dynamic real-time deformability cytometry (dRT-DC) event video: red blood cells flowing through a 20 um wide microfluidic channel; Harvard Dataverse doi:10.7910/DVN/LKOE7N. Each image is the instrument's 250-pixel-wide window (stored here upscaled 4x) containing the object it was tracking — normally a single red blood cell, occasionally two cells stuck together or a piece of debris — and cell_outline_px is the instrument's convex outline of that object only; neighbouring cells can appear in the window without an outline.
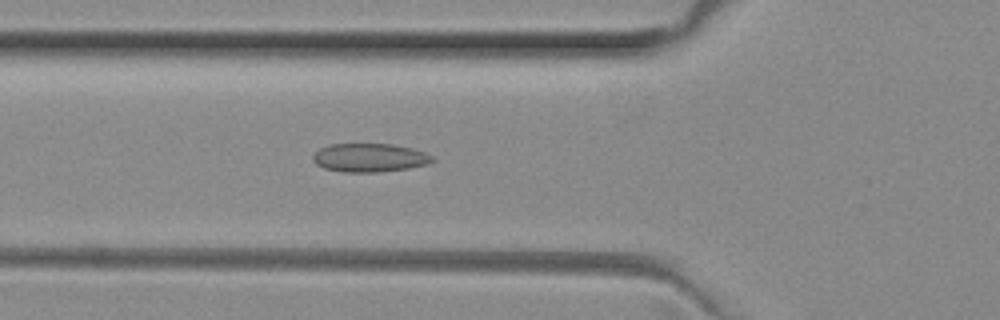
{"species": "common noctule bat (a hibernating species)", "species_latin": "Nyctalus noctula", "temperature_condition": "room temperature", "stored_images_in_passage": 40, "camera_frame_rate_fps": 3000, "um_per_image_px": 0.085, "animal": {"sex": "female", "body_mass_g": 29.2, "forearm_length_mm": 56.3}, "frame": {"image": 1, "passage_image": 7, "time_ms": 2.0, "image_size_px": [1000, 320], "cell_outline_px": [[436, 160], [428, 164], [408, 168], [380, 172], [344, 172], [324, 168], [316, 164], [312, 160], [312, 156], [320, 148], [328, 144], [392, 144], [412, 148], [424, 152], [432, 156]], "centroid_in_image_um": [31.41, 13.4], "position_along_channel_um": 94.4, "area_um2": 19.94}}
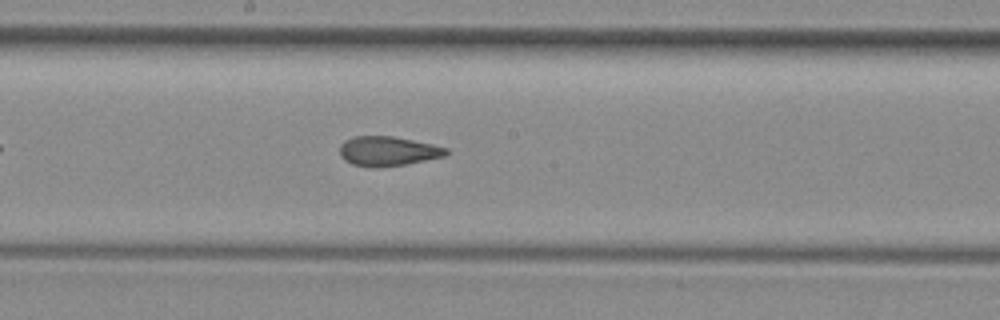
{"frame": {"image": 2, "passage_image": 16, "time_ms": 5.0, "image_size_px": [1000, 320], "cell_outline_px": [[452, 152], [448, 156], [404, 164], [376, 168], [352, 164], [344, 160], [340, 156], [340, 144], [344, 140], [352, 136], [392, 136], [432, 144], [448, 148]], "centroid_in_image_um": [32.99, 12.85], "position_along_channel_um": 215.2, "area_um2": 18.55}}
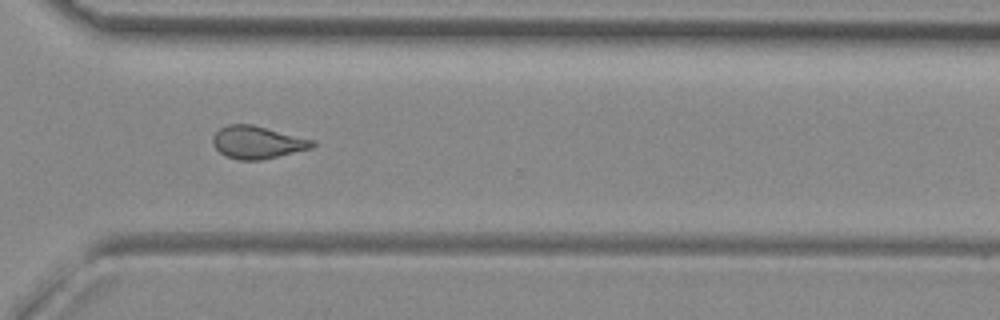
{"frame": {"image": 3, "passage_image": 26, "time_ms": 8.333, "image_size_px": [1000, 320], "cell_outline_px": [[316, 144], [312, 148], [260, 160], [236, 160], [224, 156], [212, 144], [212, 136], [220, 128], [228, 124], [252, 124], [316, 140]], "centroid_in_image_um": [21.87, 12.09], "position_along_channel_um": 348.7, "area_um2": 19.07}, "authors_computed_cell_mechanics": {"area_um2": 18.9006, "velocity_mm_per_s": 4.0071, "shape_relaxation_time_tau1_ms": null, "shape_relaxation_time_tau2_ms": 1.529, "deformation_change_tau1": null, "deformation_change_tau2": 0.0787}}